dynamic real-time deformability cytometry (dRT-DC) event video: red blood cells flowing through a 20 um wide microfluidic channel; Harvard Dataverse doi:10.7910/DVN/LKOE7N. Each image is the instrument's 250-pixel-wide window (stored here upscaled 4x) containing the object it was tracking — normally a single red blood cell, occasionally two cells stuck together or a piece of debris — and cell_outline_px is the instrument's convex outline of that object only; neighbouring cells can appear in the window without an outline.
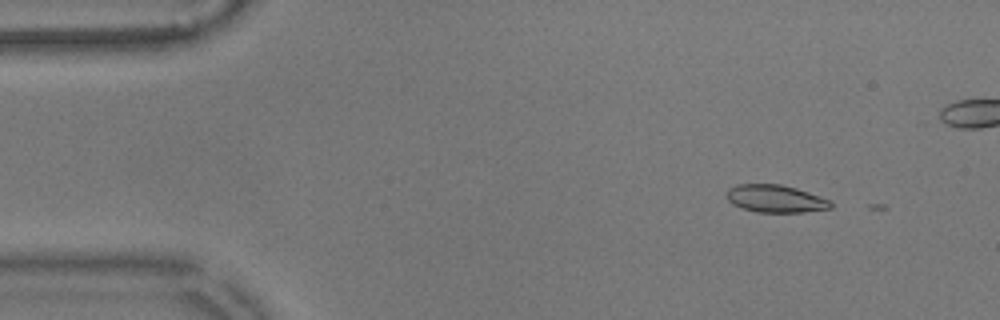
{"species": "common noctule bat (a hibernating species)", "species_latin": "Nyctalus noctula", "temperature_condition": "warm", "stored_images_in_passage": 2, "camera_frame_rate_fps": 3000, "um_per_image_px": 0.085, "animal": {"sex": "male", "body_mass_g": 17.9}, "frame": {"image": 1, "passage_image": 1, "time_ms": 0.0, "image_size_px": [1000, 320], "cell_outline_px": [[832, 208], [804, 212], [756, 212], [732, 204], [728, 200], [728, 188], [736, 184], [780, 184], [796, 188], [808, 192], [828, 200], [832, 204]], "centroid_in_image_um": [65.9, 16.88], "position_along_channel_um": 19.1, "area_um2": 16.53}}